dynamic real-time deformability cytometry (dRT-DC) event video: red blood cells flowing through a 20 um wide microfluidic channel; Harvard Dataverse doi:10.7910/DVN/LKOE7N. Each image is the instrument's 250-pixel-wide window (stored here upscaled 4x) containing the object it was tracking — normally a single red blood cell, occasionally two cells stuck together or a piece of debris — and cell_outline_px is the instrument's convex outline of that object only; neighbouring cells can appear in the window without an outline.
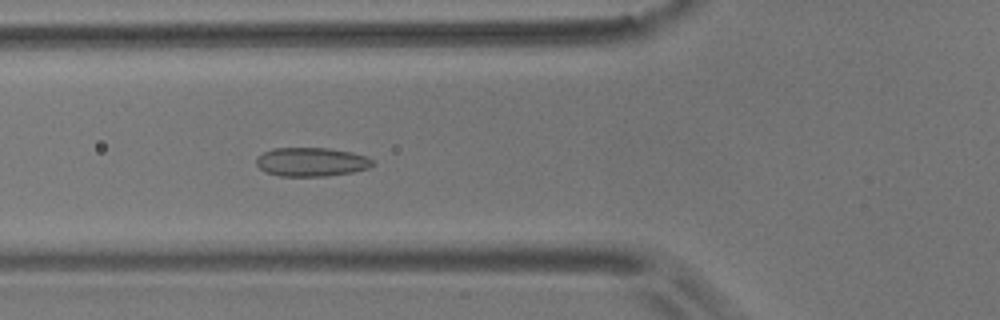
{"species": "common noctule bat (a hibernating species)", "species_latin": "Nyctalus noctula", "temperature_condition": "room temperature", "stored_images_in_passage": 6, "camera_frame_rate_fps": 3000, "um_per_image_px": 0.085, "animal": {"sex": "male", "body_mass_g": 17.9}, "frame": {"image": 1, "passage_image": 5, "time_ms": 5.0, "image_size_px": [1000, 320], "cell_outline_px": [[372, 164], [368, 168], [352, 172], [328, 176], [280, 176], [264, 172], [256, 164], [256, 160], [264, 152], [272, 148], [328, 148], [352, 152], [368, 156], [372, 160]], "centroid_in_image_um": [26.46, 13.76], "position_along_channel_um": 99.3, "area_um2": 19.54}}